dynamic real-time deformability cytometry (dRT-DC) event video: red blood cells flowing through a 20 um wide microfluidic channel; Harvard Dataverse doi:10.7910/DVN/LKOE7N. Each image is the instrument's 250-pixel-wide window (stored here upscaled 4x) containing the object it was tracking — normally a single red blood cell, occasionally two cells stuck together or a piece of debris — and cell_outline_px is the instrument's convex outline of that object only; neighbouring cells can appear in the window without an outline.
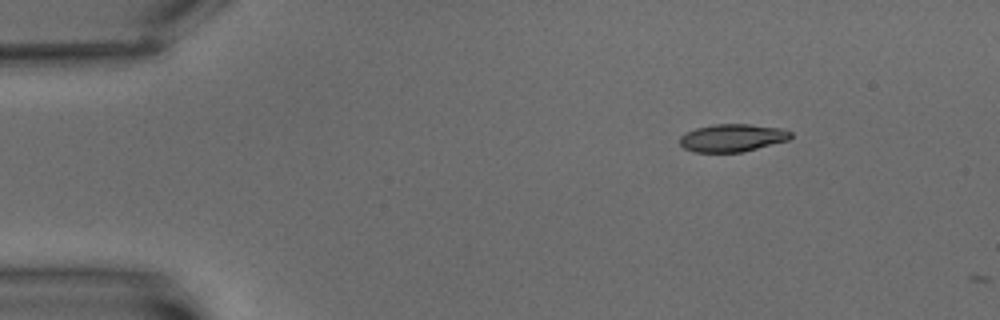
{"species": "common noctule bat (a hibernating species)", "species_latin": "Nyctalus noctula", "temperature_condition": "warm", "stored_images_in_passage": 3, "camera_frame_rate_fps": 3000, "um_per_image_px": 0.085, "animal": {"sex": "male", "body_mass_g": 15.6}, "frame": {"image": 1, "passage_image": 1, "time_ms": 0.0, "image_size_px": [1000, 320], "cell_outline_px": [[792, 136], [788, 140], [744, 152], [696, 152], [684, 148], [680, 144], [680, 136], [684, 132], [696, 128], [716, 124], [748, 124], [784, 128], [792, 132]], "centroid_in_image_um": [62.26, 11.71], "position_along_channel_um": 22.7, "area_um2": 18.03}}